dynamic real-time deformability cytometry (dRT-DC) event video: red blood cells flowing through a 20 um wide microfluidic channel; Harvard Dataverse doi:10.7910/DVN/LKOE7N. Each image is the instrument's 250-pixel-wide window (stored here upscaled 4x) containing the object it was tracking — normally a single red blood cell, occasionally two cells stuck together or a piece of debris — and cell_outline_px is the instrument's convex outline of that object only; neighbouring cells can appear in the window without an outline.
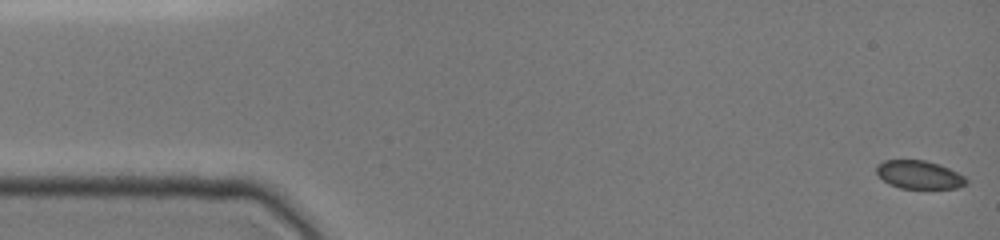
{"species": "common noctule bat (a hibernating species)", "species_latin": "Nyctalus noctula", "temperature_condition": "cold", "stored_images_in_passage": 49, "camera_frame_rate_fps": 3000, "um_per_image_px": 0.085, "animal": {"sex": "female", "body_mass_g": 19.0, "forearm_length_mm": 51.5}, "frame": {"image": 1, "passage_image": 1, "time_ms": 0.0, "image_size_px": [1000, 240], "cell_outline_px": [[968, 184], [956, 188], [900, 188], [888, 184], [876, 172], [876, 164], [884, 160], [924, 160], [940, 164], [964, 176], [968, 180]], "centroid_in_image_um": [78.12, 14.85], "position_along_channel_um": 6.9, "area_um2": 14.8}}
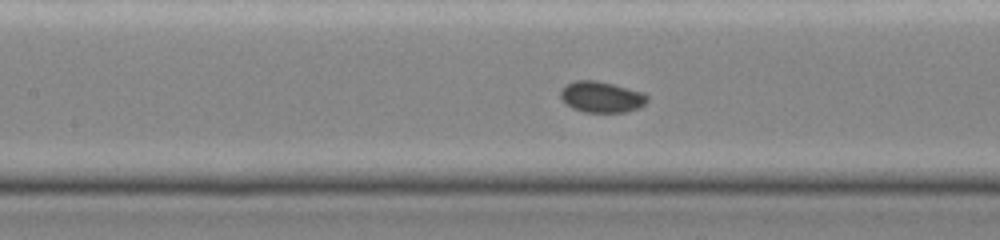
{"frame": {"image": 2, "passage_image": 22, "time_ms": 7.0, "image_size_px": [1000, 240], "cell_outline_px": [[648, 100], [640, 108], [628, 112], [584, 112], [572, 108], [564, 104], [560, 96], [560, 92], [568, 84], [576, 80], [596, 80], [644, 92], [648, 96]], "centroid_in_image_um": [51.14, 8.25], "position_along_channel_um": 156.3, "area_um2": 15.78}}
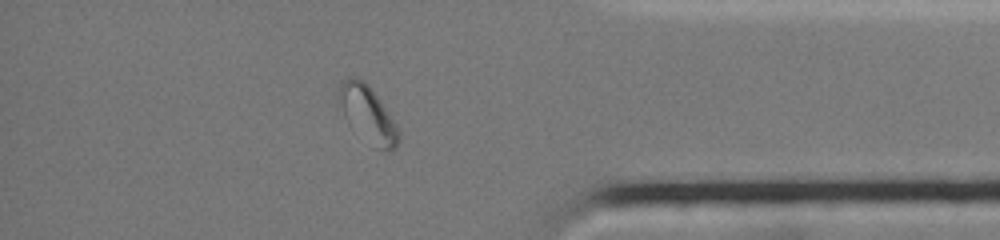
{"frame": {"image": 3, "passage_image": 42, "time_ms": 13.667, "image_size_px": [1000, 240], "cell_outline_px": [[400, 140], [396, 148], [392, 152], [388, 152], [372, 148], [348, 124], [336, 100], [336, 96], [340, 84], [348, 76], [352, 76], [364, 80], [368, 84], [396, 124], [400, 132]], "centroid_in_image_um": [31.23, 9.76], "position_along_channel_um": 404.0, "area_um2": 20.23}}